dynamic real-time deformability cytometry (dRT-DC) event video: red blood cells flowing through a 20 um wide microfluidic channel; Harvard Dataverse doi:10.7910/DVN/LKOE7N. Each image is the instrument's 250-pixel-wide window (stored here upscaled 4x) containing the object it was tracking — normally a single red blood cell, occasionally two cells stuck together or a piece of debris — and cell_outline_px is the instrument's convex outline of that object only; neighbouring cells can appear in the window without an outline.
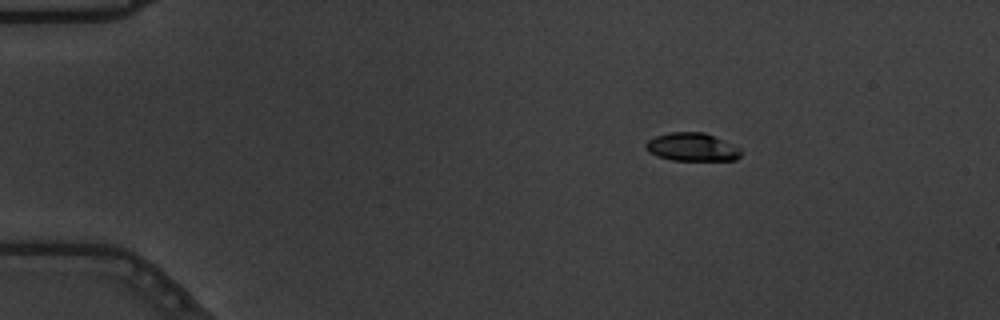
{"species": "common noctule bat (a hibernating species)", "species_latin": "Nyctalus noctula", "temperature_condition": "warm", "stored_images_in_passage": 54, "camera_frame_rate_fps": 3000, "um_per_image_px": 0.085, "animal": {"sex": "male", "body_mass_g": 19.5, "forearm_length_mm": 54.6}, "frame": {"image": 1, "passage_image": 7, "time_ms": 2.0, "image_size_px": [1000, 320], "cell_outline_px": [[740, 156], [736, 160], [672, 160], [656, 156], [648, 152], [644, 148], [644, 144], [648, 140], [656, 136], [668, 132], [704, 132], [724, 140], [740, 148]], "centroid_in_image_um": [58.78, 12.5], "position_along_channel_um": 26.2, "area_um2": 15.72}}
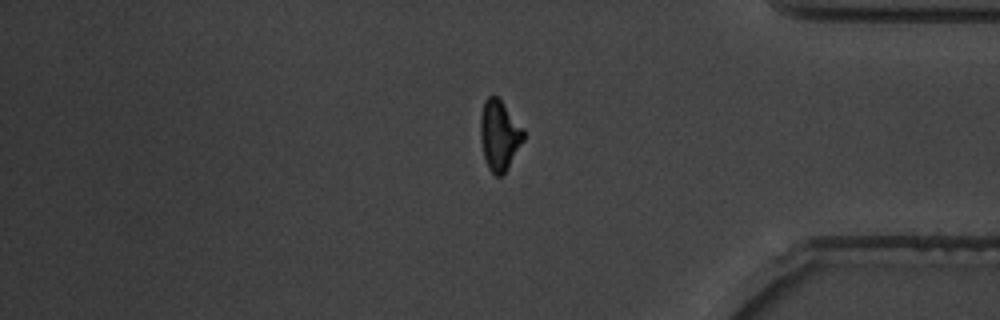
{"frame": {"image": 2, "passage_image": 45, "time_ms": 14.667, "image_size_px": [1000, 320], "cell_outline_px": [[524, 140], [508, 168], [500, 176], [496, 176], [488, 168], [484, 156], [480, 136], [480, 116], [484, 100], [488, 96], [496, 96], [500, 100], [524, 128]], "centroid_in_image_um": [42.44, 11.49], "position_along_channel_um": 392.8, "area_um2": 17.57}}
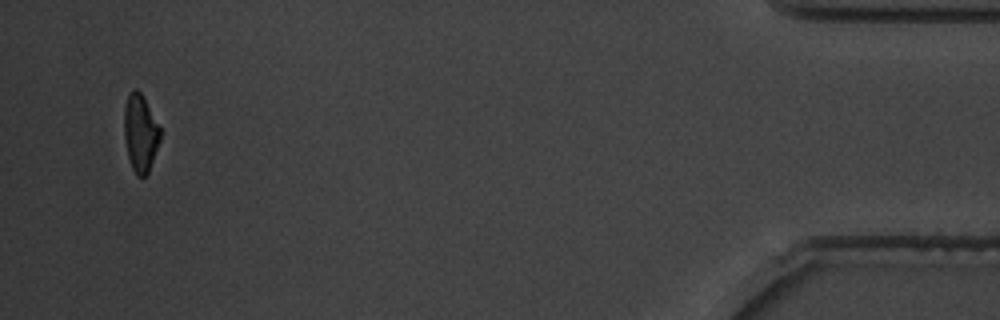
{"frame": {"image": 3, "passage_image": 52, "time_ms": 17.0, "image_size_px": [1000, 320], "cell_outline_px": [[160, 140], [148, 172], [144, 176], [136, 176], [132, 168], [128, 156], [124, 136], [124, 104], [128, 92], [132, 88], [136, 88], [144, 96], [160, 128]], "centroid_in_image_um": [11.91, 11.25], "position_along_channel_um": 423.3, "area_um2": 16.36}, "authors_computed_cell_mechanics": {"area_um2": 17.5712, "velocity_mm_per_s": 3.676, "shape_relaxation_time_tau1_ms": 3.3172, "shape_relaxation_time_tau2_ms": 2.5866, "deformation_change_tau1": 0.1554, "deformation_change_tau2": 0.0858}}